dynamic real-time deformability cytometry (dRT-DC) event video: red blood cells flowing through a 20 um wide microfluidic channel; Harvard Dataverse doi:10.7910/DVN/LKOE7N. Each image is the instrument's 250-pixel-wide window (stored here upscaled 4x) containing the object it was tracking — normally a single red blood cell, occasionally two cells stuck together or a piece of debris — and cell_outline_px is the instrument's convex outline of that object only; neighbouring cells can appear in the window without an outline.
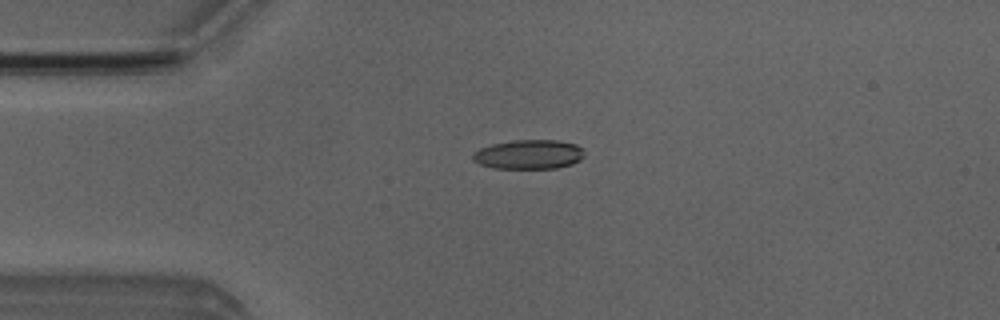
{"species": "Egyptian fruit bat (a non-hibernating species)", "species_latin": "Rousettus aegyptiacus", "temperature_condition": "room temperature", "stored_images_in_passage": 6, "camera_frame_rate_fps": 3000, "um_per_image_px": 0.085, "animal": {"sex": "male"}, "frame": {"image": 1, "passage_image": 4, "time_ms": 3.333, "image_size_px": [1000, 320], "cell_outline_px": [[584, 156], [580, 160], [572, 164], [556, 168], [492, 168], [480, 164], [472, 160], [472, 152], [480, 148], [492, 144], [512, 140], [556, 140], [576, 144], [584, 148]], "centroid_in_image_um": [44.95, 13.12], "position_along_channel_um": 40.1, "area_um2": 19.25}}